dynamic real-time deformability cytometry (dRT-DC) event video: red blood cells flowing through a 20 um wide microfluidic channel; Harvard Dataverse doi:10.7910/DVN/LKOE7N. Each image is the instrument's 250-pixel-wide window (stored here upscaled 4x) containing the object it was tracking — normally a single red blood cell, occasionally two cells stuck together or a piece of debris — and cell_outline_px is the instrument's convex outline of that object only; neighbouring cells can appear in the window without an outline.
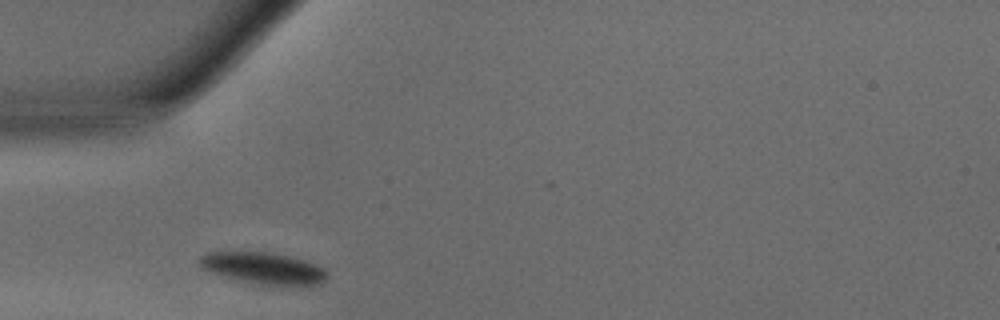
{"species": "common noctule bat (a hibernating species)", "species_latin": "Nyctalus noctula", "temperature_condition": "warm", "stored_images_in_passage": 23, "camera_frame_rate_fps": 3000, "um_per_image_px": 0.085, "animal": {"sex": "male", "body_mass_g": 15.6}, "frame": {"image": 1, "passage_image": 1, "time_ms": 0.0, "image_size_px": [1000, 320], "cell_outline_px": [[328, 276], [320, 284], [284, 288], [252, 284], [220, 276], [208, 272], [200, 268], [200, 256], [208, 252], [272, 252], [292, 256], [316, 264], [324, 268], [328, 272]], "centroid_in_image_um": [22.42, 22.84], "position_along_channel_um": 62.6, "area_um2": 24.62}}
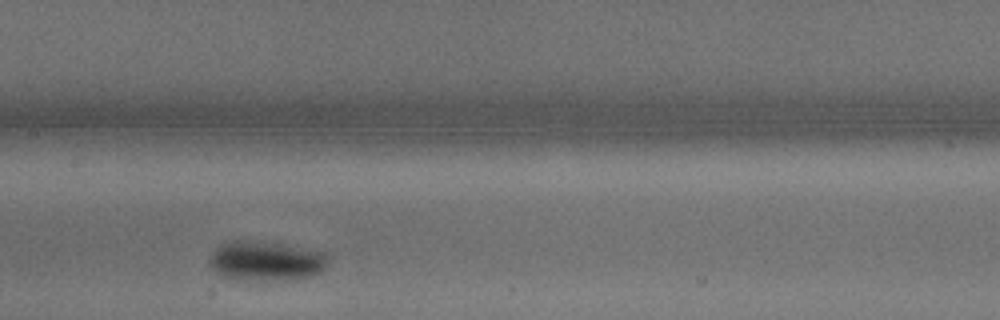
{"frame": {"image": 2, "passage_image": 10, "time_ms": 3.0, "image_size_px": [1000, 320], "cell_outline_px": [[328, 264], [320, 272], [312, 276], [288, 280], [236, 280], [224, 276], [216, 272], [208, 260], [212, 252], [220, 244], [232, 240], [236, 240], [276, 244], [324, 252], [328, 260]], "centroid_in_image_um": [22.58, 22.21], "position_along_channel_um": 184.8, "area_um2": 27.05}}
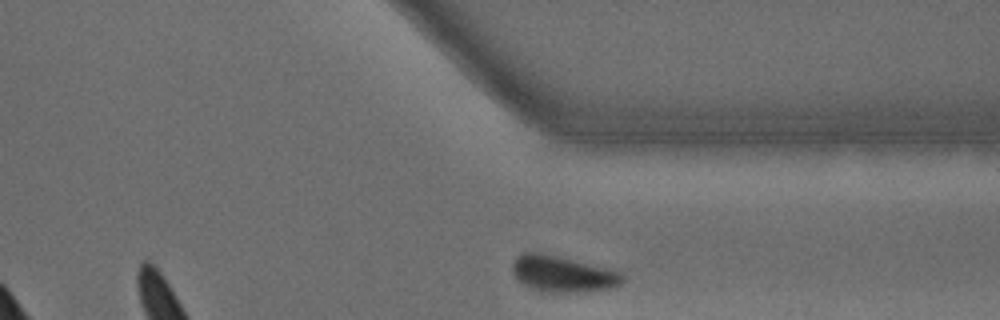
{"frame": {"image": 3, "passage_image": 23, "time_ms": 7.333, "image_size_px": [1000, 320], "cell_outline_px": [[624, 280], [620, 284], [608, 288], [576, 292], [540, 292], [528, 288], [512, 272], [512, 264], [516, 256], [524, 252], [536, 252], [556, 256], [620, 272], [624, 276]], "centroid_in_image_um": [47.76, 23.29], "position_along_channel_um": 363.6, "area_um2": 22.72}, "authors_computed_cell_mechanics": {"area_um2": 24.7384, "velocity_mm_per_s": 4.1234, "shape_relaxation_time_tau1_ms": 3.7733, "shape_relaxation_time_tau2_ms": null, "deformation_change_tau1": 0.1432, "deformation_change_tau2": null}}